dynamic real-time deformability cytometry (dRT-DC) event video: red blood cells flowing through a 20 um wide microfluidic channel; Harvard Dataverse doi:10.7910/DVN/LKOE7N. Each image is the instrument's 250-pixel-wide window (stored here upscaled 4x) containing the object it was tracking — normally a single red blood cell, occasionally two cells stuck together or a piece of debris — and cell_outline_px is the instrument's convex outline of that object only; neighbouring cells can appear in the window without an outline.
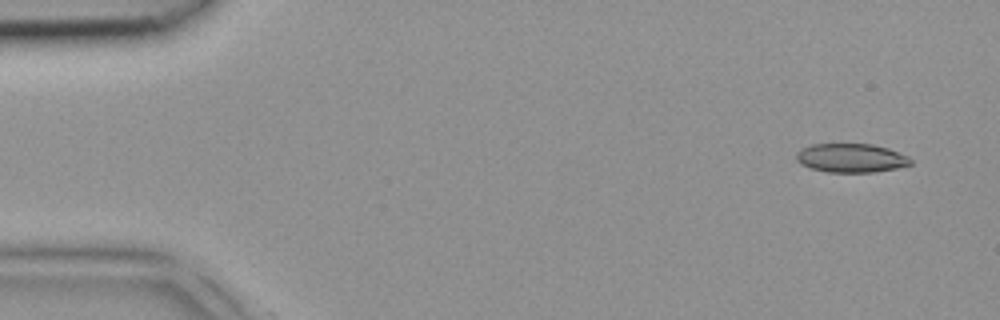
{"species": "common noctule bat (a hibernating species)", "species_latin": "Nyctalus noctula", "temperature_condition": "room temperature", "stored_images_in_passage": 3, "camera_frame_rate_fps": 3000, "um_per_image_px": 0.085, "animal": {"sex": "female", "body_mass_g": 18.4}, "frame": {"image": 1, "passage_image": 1, "time_ms": 0.0, "image_size_px": [1000, 320], "cell_outline_px": [[912, 164], [896, 168], [876, 172], [828, 172], [812, 168], [800, 164], [796, 160], [796, 152], [800, 148], [812, 144], [872, 144], [888, 148], [908, 156], [912, 160]], "centroid_in_image_um": [72.33, 13.42], "position_along_channel_um": 12.7, "area_um2": 19.31}}
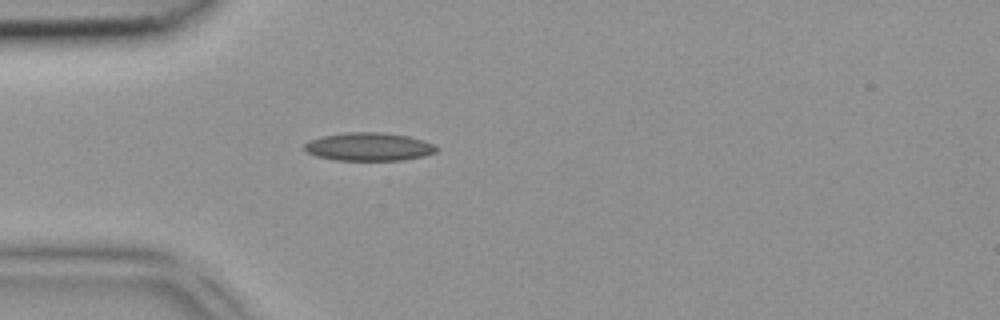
{"frame": {"image": 2, "passage_image": 3, "time_ms": 0.667, "image_size_px": [1000, 320], "cell_outline_px": [[440, 148], [436, 152], [424, 156], [404, 160], [336, 160], [316, 156], [308, 152], [304, 148], [304, 144], [308, 140], [320, 136], [348, 132], [380, 132], [408, 136], [424, 140], [436, 144]], "centroid_in_image_um": [31.38, 12.47], "position_along_channel_um": 53.6, "area_um2": 21.91}}